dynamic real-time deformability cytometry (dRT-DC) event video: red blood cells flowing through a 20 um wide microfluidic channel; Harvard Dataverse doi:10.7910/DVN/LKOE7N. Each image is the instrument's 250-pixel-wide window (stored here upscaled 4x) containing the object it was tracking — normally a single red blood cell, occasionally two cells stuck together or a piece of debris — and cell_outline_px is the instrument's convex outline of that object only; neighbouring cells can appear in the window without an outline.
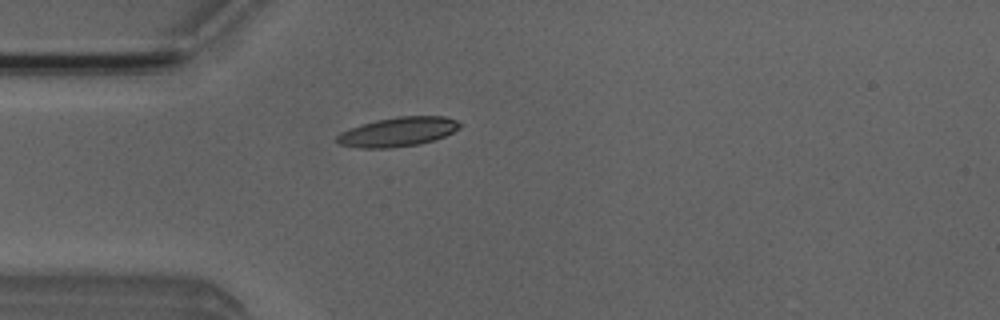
{"species": "Egyptian fruit bat (a non-hibernating species)", "species_latin": "Rousettus aegyptiacus", "temperature_condition": "room temperature", "stored_images_in_passage": 1, "camera_frame_rate_fps": 3000, "um_per_image_px": 0.085, "animal": {"sex": "male"}, "frame": {"image": 1, "passage_image": 1, "time_ms": 0.0, "image_size_px": [1000, 320], "cell_outline_px": [[464, 124], [460, 128], [444, 136], [420, 144], [392, 148], [360, 148], [340, 144], [336, 140], [336, 136], [340, 132], [348, 128], [360, 124], [376, 120], [396, 116], [444, 116], [456, 120]], "centroid_in_image_um": [33.81, 11.2], "position_along_channel_um": 51.2, "area_um2": 21.15}}